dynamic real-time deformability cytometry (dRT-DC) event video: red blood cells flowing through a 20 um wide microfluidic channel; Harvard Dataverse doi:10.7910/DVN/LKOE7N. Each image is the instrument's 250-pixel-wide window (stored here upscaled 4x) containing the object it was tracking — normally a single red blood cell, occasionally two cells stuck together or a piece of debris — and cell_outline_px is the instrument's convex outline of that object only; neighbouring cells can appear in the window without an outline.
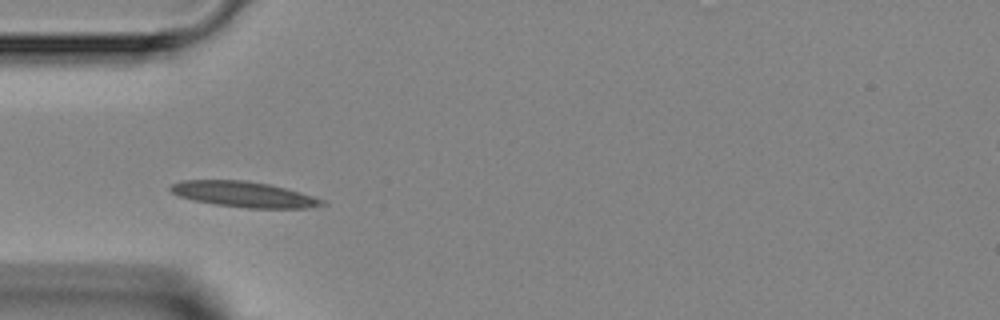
{"species": "Egyptian fruit bat (a non-hibernating species)", "species_latin": "Rousettus aegyptiacus", "temperature_condition": "room temperature", "stored_images_in_passage": 5, "camera_frame_rate_fps": 3000, "um_per_image_px": 0.085, "animal": {"sex": "female"}, "frame": {"image": 1, "passage_image": 2, "time_ms": 1.333, "image_size_px": [1000, 320], "cell_outline_px": [[328, 204], [308, 208], [248, 208], [216, 204], [192, 200], [180, 196], [172, 192], [168, 188], [172, 184], [180, 180], [244, 180], [268, 184], [300, 192], [324, 200]], "centroid_in_image_um": [20.72, 16.52], "position_along_channel_um": 64.3, "area_um2": 22.48}}
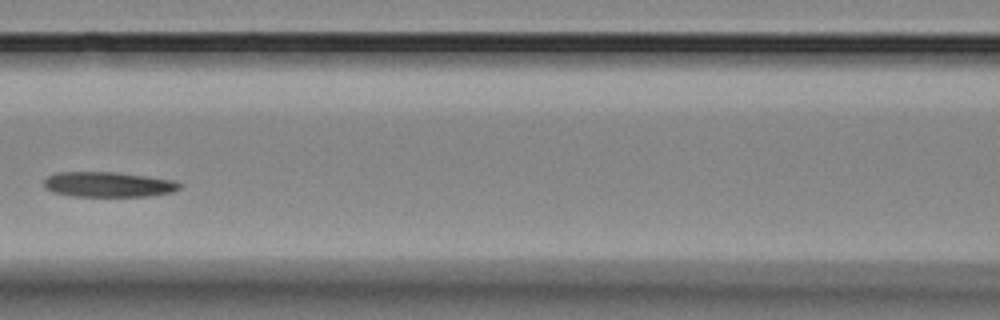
{"frame": {"image": 2, "passage_image": 4, "time_ms": 3.667, "image_size_px": [1000, 320], "cell_outline_px": [[180, 188], [172, 192], [148, 196], [72, 196], [52, 192], [44, 188], [44, 180], [48, 176], [56, 172], [116, 172], [172, 180], [180, 184]], "centroid_in_image_um": [9.14, 15.68], "position_along_channel_um": 157.5, "area_um2": 19.77}}
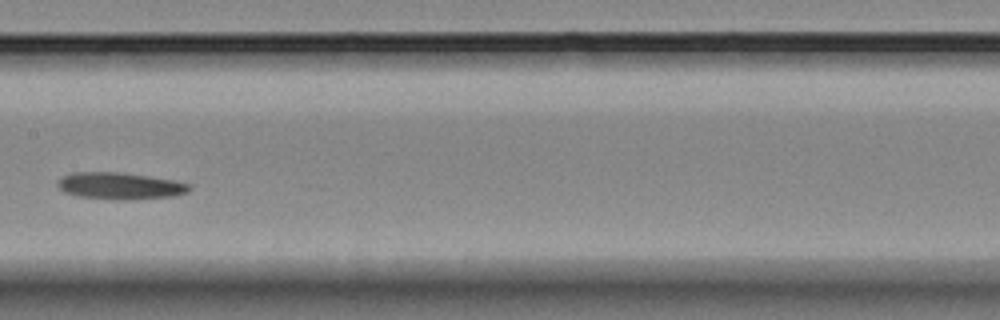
{"frame": {"image": 3, "passage_image": 5, "time_ms": 4.667, "image_size_px": [1000, 320], "cell_outline_px": [[192, 188], [188, 192], [176, 196], [136, 200], [120, 200], [76, 196], [64, 192], [56, 184], [60, 176], [72, 172], [116, 172], [148, 176], [176, 180], [192, 184]], "centroid_in_image_um": [10.23, 15.81], "position_along_channel_um": 197.2, "area_um2": 21.04}}